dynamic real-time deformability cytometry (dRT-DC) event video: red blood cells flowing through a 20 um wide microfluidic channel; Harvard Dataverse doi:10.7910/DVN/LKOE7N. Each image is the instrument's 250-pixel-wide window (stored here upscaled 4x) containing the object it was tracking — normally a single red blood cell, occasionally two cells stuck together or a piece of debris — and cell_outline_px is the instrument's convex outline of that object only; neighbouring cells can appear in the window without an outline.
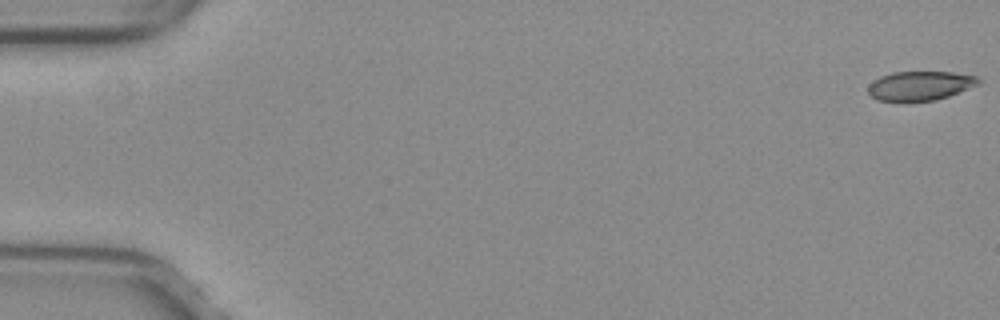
{"species": "common noctule bat (a hibernating species)", "species_latin": "Nyctalus noctula", "temperature_condition": "warm", "stored_images_in_passage": 53, "camera_frame_rate_fps": 3000, "um_per_image_px": 0.085, "animal": {"sex": "female", "body_mass_g": 29.2, "forearm_length_mm": 56.3}, "frame": {"image": 1, "passage_image": 1, "time_ms": 0.0, "image_size_px": [1000, 320], "cell_outline_px": [[980, 80], [976, 84], [968, 88], [948, 96], [936, 100], [876, 100], [868, 92], [868, 84], [880, 76], [892, 72], [952, 72], [980, 76]], "centroid_in_image_um": [78.19, 7.26], "position_along_channel_um": 6.8, "area_um2": 18.5}}
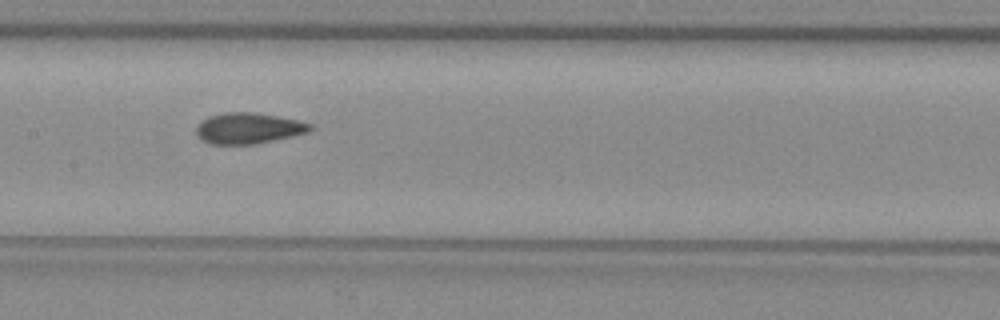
{"frame": {"image": 2, "passage_image": 27, "time_ms": 8.667, "image_size_px": [1000, 320], "cell_outline_px": [[312, 128], [308, 132], [292, 136], [256, 144], [212, 144], [200, 140], [196, 136], [196, 128], [208, 116], [224, 112], [252, 112], [276, 116], [296, 120], [312, 124]], "centroid_in_image_um": [21.08, 10.91], "position_along_channel_um": 186.3, "area_um2": 20.4}}
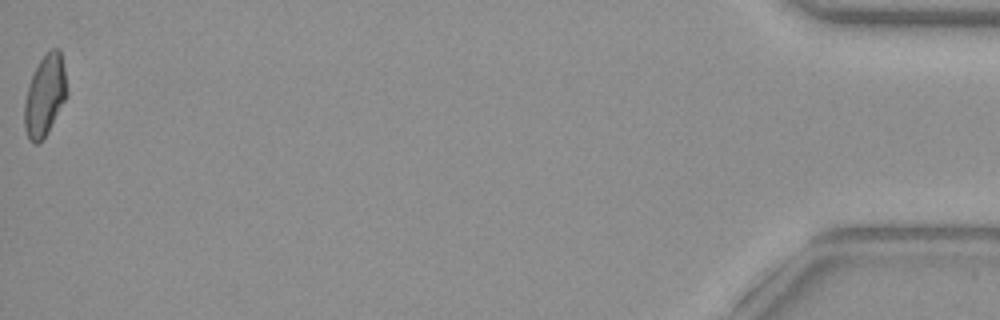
{"frame": {"image": 3, "passage_image": 53, "time_ms": 17.333, "image_size_px": [1000, 320], "cell_outline_px": [[68, 96], [48, 132], [36, 144], [28, 140], [24, 128], [24, 104], [28, 88], [32, 76], [40, 60], [52, 48], [60, 48], [64, 68], [68, 92]], "centroid_in_image_um": [3.83, 8.14], "position_along_channel_um": 431.4, "area_um2": 20.0}, "authors_computed_cell_mechanics": {"area_um2": 20.2878, "velocity_mm_per_s": 4.0106, "shape_relaxation_time_tau1_ms": null, "shape_relaxation_time_tau2_ms": 1.4626, "deformation_change_tau1": null, "deformation_change_tau2": 0.0566}}